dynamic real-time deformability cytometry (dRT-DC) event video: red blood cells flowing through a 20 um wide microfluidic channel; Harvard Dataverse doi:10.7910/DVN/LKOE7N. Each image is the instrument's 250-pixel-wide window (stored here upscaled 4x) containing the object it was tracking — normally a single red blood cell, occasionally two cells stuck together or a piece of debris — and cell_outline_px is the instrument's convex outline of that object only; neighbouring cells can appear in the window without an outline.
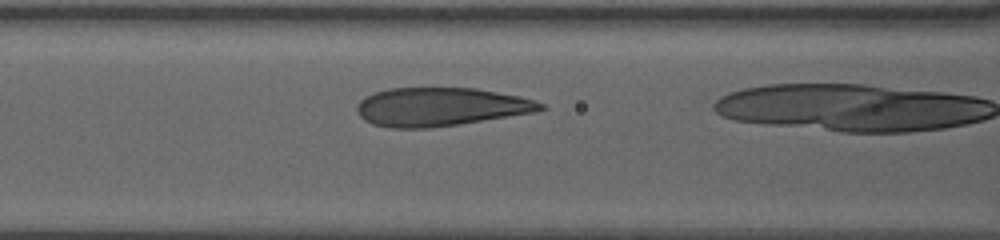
{"species": "human", "species_latin": "Homo sapiens", "temperature_condition": "warm", "stored_images_in_passage": 11, "camera_frame_rate_fps": 3000, "um_per_image_px": 0.085, "donor": {"sex": "female"}, "frame": {"image": 1, "passage_image": 10, "time_ms": 3.0, "image_size_px": [1000, 240], "cell_outline_px": [[548, 108], [532, 112], [456, 124], [428, 128], [392, 128], [372, 124], [364, 120], [360, 116], [356, 108], [360, 100], [376, 92], [388, 88], [476, 88], [520, 96], [544, 104]], "centroid_in_image_um": [37.41, 9.07], "position_along_channel_um": 129.2, "area_um2": 40.69}}